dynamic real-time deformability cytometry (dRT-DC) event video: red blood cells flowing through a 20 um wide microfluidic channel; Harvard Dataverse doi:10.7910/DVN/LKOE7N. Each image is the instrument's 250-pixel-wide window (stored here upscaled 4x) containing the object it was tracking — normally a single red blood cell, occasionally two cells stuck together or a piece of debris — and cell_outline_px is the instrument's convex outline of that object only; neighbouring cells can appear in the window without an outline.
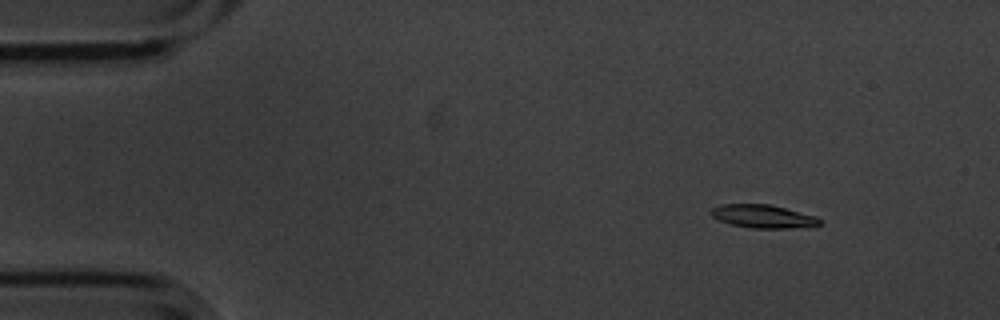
{"species": "common noctule bat (a hibernating species)", "species_latin": "Nyctalus noctula", "temperature_condition": "cold", "stored_images_in_passage": 11, "camera_frame_rate_fps": 3000, "um_per_image_px": 0.085, "animal": {"sex": "male", "body_mass_g": 20.1, "forearm_length_mm": 53.5}, "frame": {"image": 1, "passage_image": 2, "time_ms": 0.333, "image_size_px": [1000, 320], "cell_outline_px": [[824, 220], [820, 224], [788, 228], [752, 228], [732, 224], [720, 220], [712, 216], [708, 212], [712, 208], [720, 204], [768, 204], [816, 216]], "centroid_in_image_um": [64.83, 18.38], "position_along_channel_um": 20.2, "area_um2": 14.51}}
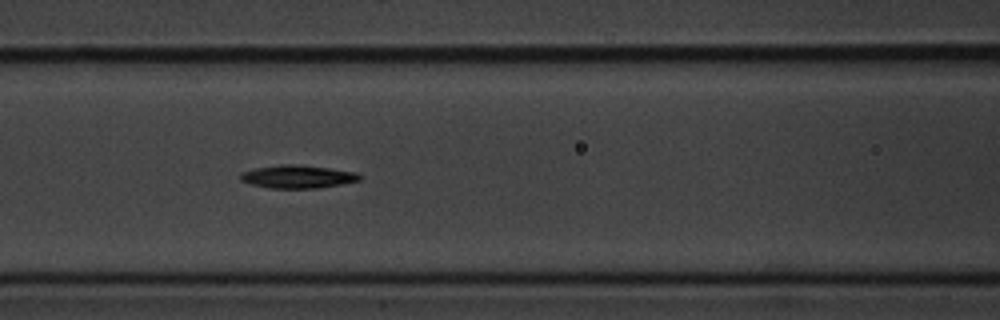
{"frame": {"image": 2, "passage_image": 7, "time_ms": 2.0, "image_size_px": [1000, 320], "cell_outline_px": [[360, 180], [340, 184], [316, 188], [268, 188], [252, 184], [240, 180], [240, 172], [252, 168], [280, 164], [292, 164], [328, 168], [356, 172], [360, 176]], "centroid_in_image_um": [25.23, 15.01], "position_along_channel_um": 141.4, "area_um2": 15.9}}
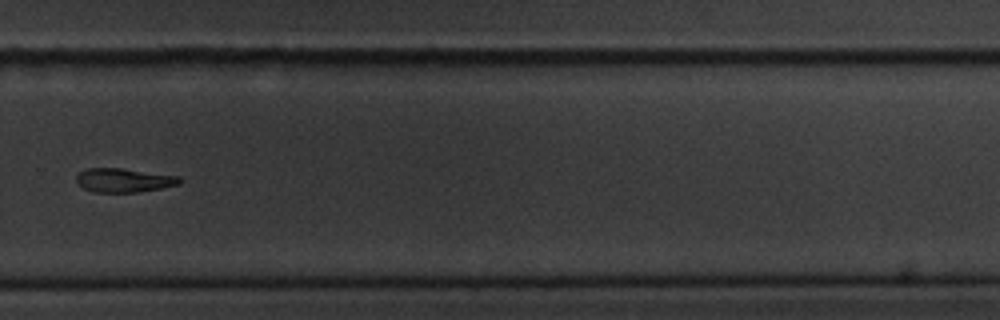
{"frame": {"image": 3, "passage_image": 11, "time_ms": 3.333, "image_size_px": [1000, 320], "cell_outline_px": [[180, 184], [160, 188], [136, 192], [92, 192], [84, 188], [76, 180], [76, 176], [80, 172], [88, 168], [120, 168], [180, 176]], "centroid_in_image_um": [10.52, 15.32], "position_along_channel_um": 319.3, "area_um2": 14.22}}